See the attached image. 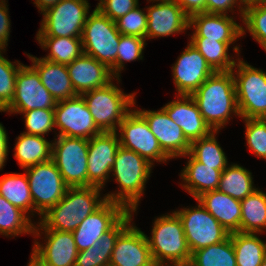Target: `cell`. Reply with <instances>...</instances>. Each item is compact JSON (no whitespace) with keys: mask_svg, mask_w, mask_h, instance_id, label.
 Masks as SVG:
<instances>
[{"mask_svg":"<svg viewBox=\"0 0 266 266\" xmlns=\"http://www.w3.org/2000/svg\"><path fill=\"white\" fill-rule=\"evenodd\" d=\"M102 188L68 187L64 197L40 218L34 226V235L41 236L39 229L73 232L88 215L96 211L107 199L100 197Z\"/></svg>","mask_w":266,"mask_h":266,"instance_id":"6da1fadb","label":"cell"},{"mask_svg":"<svg viewBox=\"0 0 266 266\" xmlns=\"http://www.w3.org/2000/svg\"><path fill=\"white\" fill-rule=\"evenodd\" d=\"M191 97L213 131L223 128L229 122L232 113L240 117L232 71L215 72Z\"/></svg>","mask_w":266,"mask_h":266,"instance_id":"7a4b0ae2","label":"cell"},{"mask_svg":"<svg viewBox=\"0 0 266 266\" xmlns=\"http://www.w3.org/2000/svg\"><path fill=\"white\" fill-rule=\"evenodd\" d=\"M151 168L152 164L138 153L120 146L111 170L120 188L117 193L106 194V199L135 212L150 177Z\"/></svg>","mask_w":266,"mask_h":266,"instance_id":"3957f363","label":"cell"},{"mask_svg":"<svg viewBox=\"0 0 266 266\" xmlns=\"http://www.w3.org/2000/svg\"><path fill=\"white\" fill-rule=\"evenodd\" d=\"M147 237L154 263L187 264L191 259L183 224L175 212L156 218Z\"/></svg>","mask_w":266,"mask_h":266,"instance_id":"277c9868","label":"cell"},{"mask_svg":"<svg viewBox=\"0 0 266 266\" xmlns=\"http://www.w3.org/2000/svg\"><path fill=\"white\" fill-rule=\"evenodd\" d=\"M135 93L125 94L113 82L87 91L83 97L96 126L102 132H117L120 123L135 104Z\"/></svg>","mask_w":266,"mask_h":266,"instance_id":"5b68a950","label":"cell"},{"mask_svg":"<svg viewBox=\"0 0 266 266\" xmlns=\"http://www.w3.org/2000/svg\"><path fill=\"white\" fill-rule=\"evenodd\" d=\"M238 59L236 73L231 70L235 80L236 99L240 116L247 118H266V73Z\"/></svg>","mask_w":266,"mask_h":266,"instance_id":"8992f818","label":"cell"},{"mask_svg":"<svg viewBox=\"0 0 266 266\" xmlns=\"http://www.w3.org/2000/svg\"><path fill=\"white\" fill-rule=\"evenodd\" d=\"M120 36L116 23L95 7L83 28V53L110 68L117 59Z\"/></svg>","mask_w":266,"mask_h":266,"instance_id":"52a82bcc","label":"cell"},{"mask_svg":"<svg viewBox=\"0 0 266 266\" xmlns=\"http://www.w3.org/2000/svg\"><path fill=\"white\" fill-rule=\"evenodd\" d=\"M89 7L87 0H61L43 12L36 37L81 38Z\"/></svg>","mask_w":266,"mask_h":266,"instance_id":"ba28073f","label":"cell"},{"mask_svg":"<svg viewBox=\"0 0 266 266\" xmlns=\"http://www.w3.org/2000/svg\"><path fill=\"white\" fill-rule=\"evenodd\" d=\"M52 160L68 187H87L88 144L85 138L57 136Z\"/></svg>","mask_w":266,"mask_h":266,"instance_id":"9c48e42d","label":"cell"},{"mask_svg":"<svg viewBox=\"0 0 266 266\" xmlns=\"http://www.w3.org/2000/svg\"><path fill=\"white\" fill-rule=\"evenodd\" d=\"M25 173L34 212L42 216L64 197L68 186L52 159L26 168Z\"/></svg>","mask_w":266,"mask_h":266,"instance_id":"30bf717a","label":"cell"},{"mask_svg":"<svg viewBox=\"0 0 266 266\" xmlns=\"http://www.w3.org/2000/svg\"><path fill=\"white\" fill-rule=\"evenodd\" d=\"M181 219L188 247L191 251L221 243L230 233L198 201V207L174 211Z\"/></svg>","mask_w":266,"mask_h":266,"instance_id":"8fae6325","label":"cell"},{"mask_svg":"<svg viewBox=\"0 0 266 266\" xmlns=\"http://www.w3.org/2000/svg\"><path fill=\"white\" fill-rule=\"evenodd\" d=\"M56 103L41 83L37 70L22 64L17 72L13 100L3 112L20 114L32 109L54 110Z\"/></svg>","mask_w":266,"mask_h":266,"instance_id":"7c38bea8","label":"cell"},{"mask_svg":"<svg viewBox=\"0 0 266 266\" xmlns=\"http://www.w3.org/2000/svg\"><path fill=\"white\" fill-rule=\"evenodd\" d=\"M120 146L138 153L150 164L153 161L166 162L170 158L162 151L158 140L149 129L146 120L135 110H131L119 125Z\"/></svg>","mask_w":266,"mask_h":266,"instance_id":"4fadbf2b","label":"cell"},{"mask_svg":"<svg viewBox=\"0 0 266 266\" xmlns=\"http://www.w3.org/2000/svg\"><path fill=\"white\" fill-rule=\"evenodd\" d=\"M55 127L58 136L90 139L102 131L96 123L81 95L58 101L54 108Z\"/></svg>","mask_w":266,"mask_h":266,"instance_id":"5bb4252c","label":"cell"},{"mask_svg":"<svg viewBox=\"0 0 266 266\" xmlns=\"http://www.w3.org/2000/svg\"><path fill=\"white\" fill-rule=\"evenodd\" d=\"M128 212L123 205L106 200L72 232L78 252L92 247Z\"/></svg>","mask_w":266,"mask_h":266,"instance_id":"9a60e30c","label":"cell"},{"mask_svg":"<svg viewBox=\"0 0 266 266\" xmlns=\"http://www.w3.org/2000/svg\"><path fill=\"white\" fill-rule=\"evenodd\" d=\"M117 132H101L89 139L87 187L103 188L120 147Z\"/></svg>","mask_w":266,"mask_h":266,"instance_id":"2e32d148","label":"cell"},{"mask_svg":"<svg viewBox=\"0 0 266 266\" xmlns=\"http://www.w3.org/2000/svg\"><path fill=\"white\" fill-rule=\"evenodd\" d=\"M173 80L179 95L191 96L215 71L189 43L172 67Z\"/></svg>","mask_w":266,"mask_h":266,"instance_id":"e0dca14e","label":"cell"},{"mask_svg":"<svg viewBox=\"0 0 266 266\" xmlns=\"http://www.w3.org/2000/svg\"><path fill=\"white\" fill-rule=\"evenodd\" d=\"M147 122L162 151L170 158L186 155L191 143L186 139L183 130L161 108L158 111L136 110Z\"/></svg>","mask_w":266,"mask_h":266,"instance_id":"ac0fdd59","label":"cell"},{"mask_svg":"<svg viewBox=\"0 0 266 266\" xmlns=\"http://www.w3.org/2000/svg\"><path fill=\"white\" fill-rule=\"evenodd\" d=\"M146 234L130 224L117 238L109 266H153Z\"/></svg>","mask_w":266,"mask_h":266,"instance_id":"d6986e66","label":"cell"},{"mask_svg":"<svg viewBox=\"0 0 266 266\" xmlns=\"http://www.w3.org/2000/svg\"><path fill=\"white\" fill-rule=\"evenodd\" d=\"M43 231L47 242L42 245L35 241L32 255L45 266H74L78 250L72 232Z\"/></svg>","mask_w":266,"mask_h":266,"instance_id":"ffe728a7","label":"cell"},{"mask_svg":"<svg viewBox=\"0 0 266 266\" xmlns=\"http://www.w3.org/2000/svg\"><path fill=\"white\" fill-rule=\"evenodd\" d=\"M228 14L197 13L189 17V28L194 32L190 38H207L224 43H234L245 33Z\"/></svg>","mask_w":266,"mask_h":266,"instance_id":"44dd1931","label":"cell"},{"mask_svg":"<svg viewBox=\"0 0 266 266\" xmlns=\"http://www.w3.org/2000/svg\"><path fill=\"white\" fill-rule=\"evenodd\" d=\"M146 38L170 36L189 28V16L175 1H163L147 8Z\"/></svg>","mask_w":266,"mask_h":266,"instance_id":"7402d4cb","label":"cell"},{"mask_svg":"<svg viewBox=\"0 0 266 266\" xmlns=\"http://www.w3.org/2000/svg\"><path fill=\"white\" fill-rule=\"evenodd\" d=\"M178 97V100H173L162 108L183 130L186 139L192 143L210 135L213 130L205 122L194 99L187 95H179Z\"/></svg>","mask_w":266,"mask_h":266,"instance_id":"603a6c76","label":"cell"},{"mask_svg":"<svg viewBox=\"0 0 266 266\" xmlns=\"http://www.w3.org/2000/svg\"><path fill=\"white\" fill-rule=\"evenodd\" d=\"M66 66L78 95L105 87L114 80V76L106 64L84 53Z\"/></svg>","mask_w":266,"mask_h":266,"instance_id":"cb8c5ba5","label":"cell"},{"mask_svg":"<svg viewBox=\"0 0 266 266\" xmlns=\"http://www.w3.org/2000/svg\"><path fill=\"white\" fill-rule=\"evenodd\" d=\"M26 55L31 59L32 66L39 73L41 83L57 102L78 95L72 85L66 65L53 63L30 54Z\"/></svg>","mask_w":266,"mask_h":266,"instance_id":"d4e9b609","label":"cell"},{"mask_svg":"<svg viewBox=\"0 0 266 266\" xmlns=\"http://www.w3.org/2000/svg\"><path fill=\"white\" fill-rule=\"evenodd\" d=\"M229 232H241V203L218 190L203 193L197 199Z\"/></svg>","mask_w":266,"mask_h":266,"instance_id":"484cf974","label":"cell"},{"mask_svg":"<svg viewBox=\"0 0 266 266\" xmlns=\"http://www.w3.org/2000/svg\"><path fill=\"white\" fill-rule=\"evenodd\" d=\"M129 211L111 230L106 232L92 247L80 251L74 266H109L118 236L131 224Z\"/></svg>","mask_w":266,"mask_h":266,"instance_id":"4316f807","label":"cell"},{"mask_svg":"<svg viewBox=\"0 0 266 266\" xmlns=\"http://www.w3.org/2000/svg\"><path fill=\"white\" fill-rule=\"evenodd\" d=\"M184 156L188 157V162L180 175L185 183L183 188L195 199L205 192L217 190L223 170L198 162L189 152Z\"/></svg>","mask_w":266,"mask_h":266,"instance_id":"83f0119b","label":"cell"},{"mask_svg":"<svg viewBox=\"0 0 266 266\" xmlns=\"http://www.w3.org/2000/svg\"><path fill=\"white\" fill-rule=\"evenodd\" d=\"M14 157L26 169L52 159V142L42 136L21 133L16 139Z\"/></svg>","mask_w":266,"mask_h":266,"instance_id":"f1b7e54d","label":"cell"},{"mask_svg":"<svg viewBox=\"0 0 266 266\" xmlns=\"http://www.w3.org/2000/svg\"><path fill=\"white\" fill-rule=\"evenodd\" d=\"M236 266H260L266 256V242L257 233H231Z\"/></svg>","mask_w":266,"mask_h":266,"instance_id":"f546056e","label":"cell"},{"mask_svg":"<svg viewBox=\"0 0 266 266\" xmlns=\"http://www.w3.org/2000/svg\"><path fill=\"white\" fill-rule=\"evenodd\" d=\"M241 203V232L263 233L266 229V193L256 189Z\"/></svg>","mask_w":266,"mask_h":266,"instance_id":"4dcf8cb0","label":"cell"},{"mask_svg":"<svg viewBox=\"0 0 266 266\" xmlns=\"http://www.w3.org/2000/svg\"><path fill=\"white\" fill-rule=\"evenodd\" d=\"M252 173L238 164L227 166L221 173L218 191L242 201L256 189Z\"/></svg>","mask_w":266,"mask_h":266,"instance_id":"1f68e13d","label":"cell"},{"mask_svg":"<svg viewBox=\"0 0 266 266\" xmlns=\"http://www.w3.org/2000/svg\"><path fill=\"white\" fill-rule=\"evenodd\" d=\"M0 195L26 214L34 212L26 173H7L0 177Z\"/></svg>","mask_w":266,"mask_h":266,"instance_id":"d6a6232c","label":"cell"},{"mask_svg":"<svg viewBox=\"0 0 266 266\" xmlns=\"http://www.w3.org/2000/svg\"><path fill=\"white\" fill-rule=\"evenodd\" d=\"M43 50L50 53L43 59L68 65L83 54L82 39L75 37H36Z\"/></svg>","mask_w":266,"mask_h":266,"instance_id":"836d02e7","label":"cell"},{"mask_svg":"<svg viewBox=\"0 0 266 266\" xmlns=\"http://www.w3.org/2000/svg\"><path fill=\"white\" fill-rule=\"evenodd\" d=\"M189 264L191 266H236L231 233L221 243L193 251Z\"/></svg>","mask_w":266,"mask_h":266,"instance_id":"e575fe53","label":"cell"},{"mask_svg":"<svg viewBox=\"0 0 266 266\" xmlns=\"http://www.w3.org/2000/svg\"><path fill=\"white\" fill-rule=\"evenodd\" d=\"M191 44L200 52L215 72L231 71L236 62L228 55L232 43H224L207 38H191Z\"/></svg>","mask_w":266,"mask_h":266,"instance_id":"d590c367","label":"cell"},{"mask_svg":"<svg viewBox=\"0 0 266 266\" xmlns=\"http://www.w3.org/2000/svg\"><path fill=\"white\" fill-rule=\"evenodd\" d=\"M29 215L20 208L8 202L0 195V234L16 236L23 233H34L35 224L31 223ZM28 217V218H27Z\"/></svg>","mask_w":266,"mask_h":266,"instance_id":"8d00e7d4","label":"cell"},{"mask_svg":"<svg viewBox=\"0 0 266 266\" xmlns=\"http://www.w3.org/2000/svg\"><path fill=\"white\" fill-rule=\"evenodd\" d=\"M217 131L191 143L189 153L204 165L214 166V169L224 170L228 166L225 153L217 142Z\"/></svg>","mask_w":266,"mask_h":266,"instance_id":"74e56055","label":"cell"},{"mask_svg":"<svg viewBox=\"0 0 266 266\" xmlns=\"http://www.w3.org/2000/svg\"><path fill=\"white\" fill-rule=\"evenodd\" d=\"M242 21L253 39L266 51V1H247Z\"/></svg>","mask_w":266,"mask_h":266,"instance_id":"f35d334b","label":"cell"},{"mask_svg":"<svg viewBox=\"0 0 266 266\" xmlns=\"http://www.w3.org/2000/svg\"><path fill=\"white\" fill-rule=\"evenodd\" d=\"M146 39L134 35H121L116 62L110 67L111 73L120 82V71L124 70V61L142 59Z\"/></svg>","mask_w":266,"mask_h":266,"instance_id":"ab89813d","label":"cell"},{"mask_svg":"<svg viewBox=\"0 0 266 266\" xmlns=\"http://www.w3.org/2000/svg\"><path fill=\"white\" fill-rule=\"evenodd\" d=\"M2 54L0 50V112L13 100L17 72L22 65L19 61L13 64Z\"/></svg>","mask_w":266,"mask_h":266,"instance_id":"60d3db41","label":"cell"},{"mask_svg":"<svg viewBox=\"0 0 266 266\" xmlns=\"http://www.w3.org/2000/svg\"><path fill=\"white\" fill-rule=\"evenodd\" d=\"M246 142L257 157L266 159V118L244 119Z\"/></svg>","mask_w":266,"mask_h":266,"instance_id":"b9f144b4","label":"cell"},{"mask_svg":"<svg viewBox=\"0 0 266 266\" xmlns=\"http://www.w3.org/2000/svg\"><path fill=\"white\" fill-rule=\"evenodd\" d=\"M25 119L27 134L42 136L55 127L54 110L32 109L22 113Z\"/></svg>","mask_w":266,"mask_h":266,"instance_id":"7bdbcfd3","label":"cell"},{"mask_svg":"<svg viewBox=\"0 0 266 266\" xmlns=\"http://www.w3.org/2000/svg\"><path fill=\"white\" fill-rule=\"evenodd\" d=\"M115 23L121 35H134L146 39L147 13L139 9V6L120 17Z\"/></svg>","mask_w":266,"mask_h":266,"instance_id":"ee69618b","label":"cell"},{"mask_svg":"<svg viewBox=\"0 0 266 266\" xmlns=\"http://www.w3.org/2000/svg\"><path fill=\"white\" fill-rule=\"evenodd\" d=\"M138 5V0H100L96 8L115 22Z\"/></svg>","mask_w":266,"mask_h":266,"instance_id":"f6af8a7d","label":"cell"},{"mask_svg":"<svg viewBox=\"0 0 266 266\" xmlns=\"http://www.w3.org/2000/svg\"><path fill=\"white\" fill-rule=\"evenodd\" d=\"M238 2H240L239 11L241 12L240 16L242 18L245 5L247 4L246 0H206V13L227 14V10L232 11L235 7L234 5Z\"/></svg>","mask_w":266,"mask_h":266,"instance_id":"bcb514c9","label":"cell"},{"mask_svg":"<svg viewBox=\"0 0 266 266\" xmlns=\"http://www.w3.org/2000/svg\"><path fill=\"white\" fill-rule=\"evenodd\" d=\"M7 3L0 2V50H6L10 35V18ZM6 45V46H5Z\"/></svg>","mask_w":266,"mask_h":266,"instance_id":"7dc6e473","label":"cell"},{"mask_svg":"<svg viewBox=\"0 0 266 266\" xmlns=\"http://www.w3.org/2000/svg\"><path fill=\"white\" fill-rule=\"evenodd\" d=\"M175 2L189 17L206 12V0H175Z\"/></svg>","mask_w":266,"mask_h":266,"instance_id":"c3c4849f","label":"cell"},{"mask_svg":"<svg viewBox=\"0 0 266 266\" xmlns=\"http://www.w3.org/2000/svg\"><path fill=\"white\" fill-rule=\"evenodd\" d=\"M8 156V137L4 126L0 123V170Z\"/></svg>","mask_w":266,"mask_h":266,"instance_id":"681fc988","label":"cell"},{"mask_svg":"<svg viewBox=\"0 0 266 266\" xmlns=\"http://www.w3.org/2000/svg\"><path fill=\"white\" fill-rule=\"evenodd\" d=\"M61 0H35L34 4H36L37 8L41 13L45 12L47 9L53 7L58 4Z\"/></svg>","mask_w":266,"mask_h":266,"instance_id":"f907efd6","label":"cell"},{"mask_svg":"<svg viewBox=\"0 0 266 266\" xmlns=\"http://www.w3.org/2000/svg\"><path fill=\"white\" fill-rule=\"evenodd\" d=\"M28 266H45V265L42 264L36 257H34L31 254V257H30V261L28 263Z\"/></svg>","mask_w":266,"mask_h":266,"instance_id":"816d5d0a","label":"cell"},{"mask_svg":"<svg viewBox=\"0 0 266 266\" xmlns=\"http://www.w3.org/2000/svg\"><path fill=\"white\" fill-rule=\"evenodd\" d=\"M153 266H191L189 263L187 264H177V263H154Z\"/></svg>","mask_w":266,"mask_h":266,"instance_id":"f5cc1de1","label":"cell"},{"mask_svg":"<svg viewBox=\"0 0 266 266\" xmlns=\"http://www.w3.org/2000/svg\"><path fill=\"white\" fill-rule=\"evenodd\" d=\"M150 1H153V3H154V2L175 1V0H150Z\"/></svg>","mask_w":266,"mask_h":266,"instance_id":"db71d44e","label":"cell"},{"mask_svg":"<svg viewBox=\"0 0 266 266\" xmlns=\"http://www.w3.org/2000/svg\"><path fill=\"white\" fill-rule=\"evenodd\" d=\"M260 266H266V256L264 257L263 262Z\"/></svg>","mask_w":266,"mask_h":266,"instance_id":"11a10c76","label":"cell"}]
</instances>
